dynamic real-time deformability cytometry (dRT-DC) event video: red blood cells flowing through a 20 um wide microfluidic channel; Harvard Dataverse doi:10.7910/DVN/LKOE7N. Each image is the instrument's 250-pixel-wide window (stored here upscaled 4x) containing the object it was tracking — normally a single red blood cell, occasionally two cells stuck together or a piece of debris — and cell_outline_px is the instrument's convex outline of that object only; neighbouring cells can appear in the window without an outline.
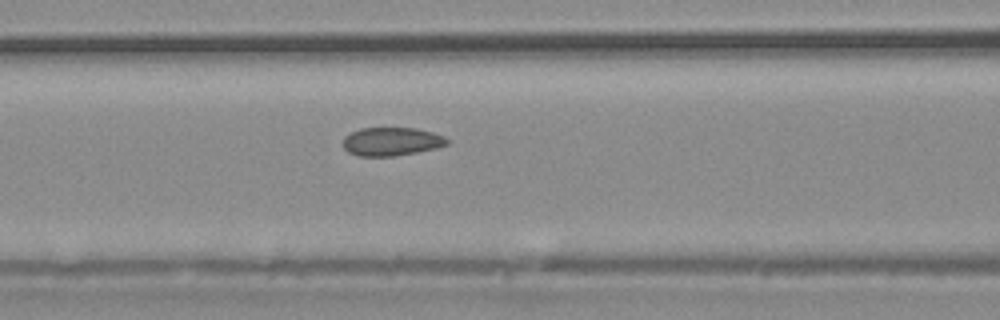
{"species": "common noctule bat (a hibernating species)", "species_latin": "Nyctalus noctula", "temperature_condition": "warm", "stored_images_in_passage": 39, "camera_frame_rate_fps": 3000, "um_per_image_px": 0.085, "animal": {"sex": "male", "body_mass_g": 20.4}, "frame": {"image": 1, "passage_image": 17, "time_ms": 5.333, "image_size_px": [1000, 320], "cell_outline_px": [[448, 144], [436, 148], [416, 152], [392, 156], [360, 156], [348, 152], [340, 144], [344, 136], [360, 128], [416, 128], [432, 132], [444, 136], [448, 140]], "centroid_in_image_um": [33.23, 12.03], "position_along_channel_um": 133.4, "area_um2": 17.28}}